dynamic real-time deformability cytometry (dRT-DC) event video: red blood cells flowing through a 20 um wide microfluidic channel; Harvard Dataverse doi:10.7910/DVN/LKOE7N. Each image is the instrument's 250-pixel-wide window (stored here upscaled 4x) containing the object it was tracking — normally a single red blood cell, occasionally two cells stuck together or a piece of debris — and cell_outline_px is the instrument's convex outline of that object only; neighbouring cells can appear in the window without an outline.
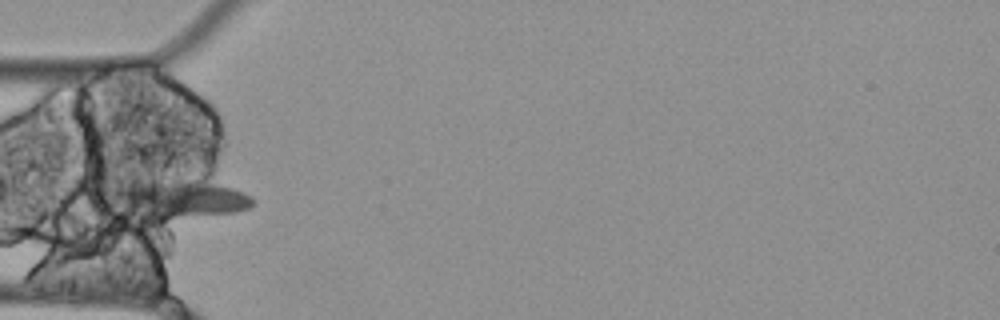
{"species": "Egyptian fruit bat (a non-hibernating species)", "species_latin": "Rousettus aegyptiacus", "temperature_condition": "cold", "stored_images_in_passage": 5, "camera_frame_rate_fps": 3000, "um_per_image_px": 0.085, "animal": {"sex": "female"}, "frame": {"image": 1, "passage_image": 5, "time_ms": 1.333, "image_size_px": [1000, 320], "cell_outline_px": [[256, 200], [248, 208], [236, 212], [172, 216], [120, 216], [112, 204], [112, 196], [116, 192], [128, 184], [168, 176], [172, 176], [232, 188], [244, 192], [252, 196]], "centroid_in_image_um": [15.14, 16.86], "position_along_channel_um": 69.9, "area_um2": 30.92}}